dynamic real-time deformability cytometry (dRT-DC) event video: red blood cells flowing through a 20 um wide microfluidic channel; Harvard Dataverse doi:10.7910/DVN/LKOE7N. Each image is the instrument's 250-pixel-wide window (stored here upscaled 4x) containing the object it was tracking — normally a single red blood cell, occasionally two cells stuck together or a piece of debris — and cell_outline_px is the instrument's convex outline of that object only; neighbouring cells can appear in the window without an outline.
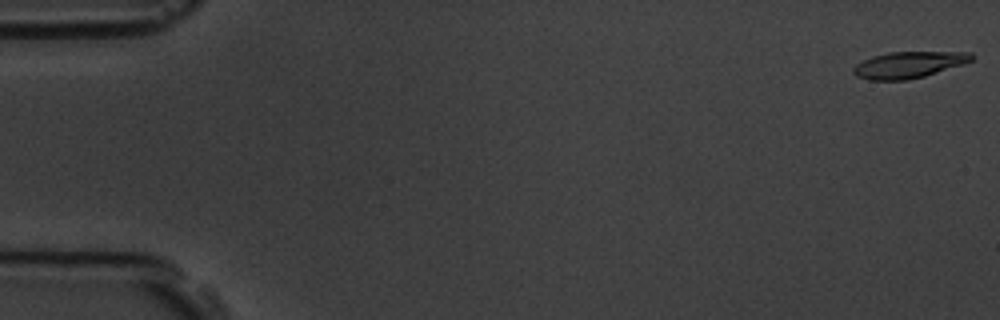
{"species": "common noctule bat (a hibernating species)", "species_latin": "Nyctalus noctula", "temperature_condition": "room temperature", "stored_images_in_passage": 7, "camera_frame_rate_fps": 3000, "um_per_image_px": 0.085, "animal": {"sex": "male", "body_mass_g": 19.5, "forearm_length_mm": 54.6}, "frame": {"image": 1, "passage_image": 1, "time_ms": 0.0, "image_size_px": [1000, 320], "cell_outline_px": [[972, 60], [964, 64], [924, 76], [908, 80], [868, 80], [856, 76], [852, 72], [852, 68], [856, 64], [872, 56], [888, 52], [972, 52]], "centroid_in_image_um": [77.2, 5.51], "position_along_channel_um": 7.8, "area_um2": 18.21}}
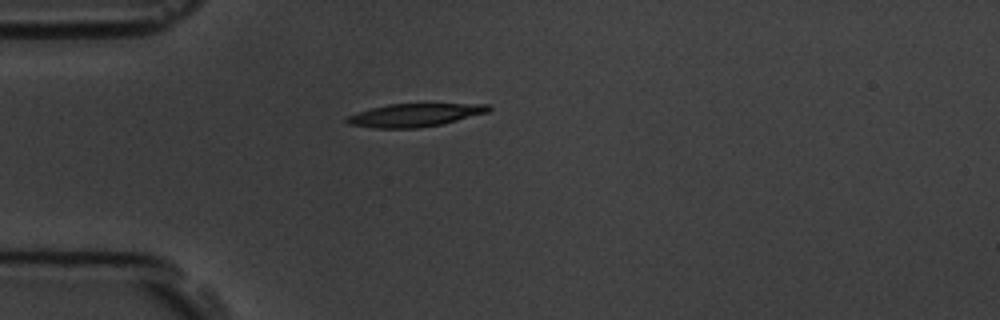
{"frame": {"image": 2, "passage_image": 5, "time_ms": 4.667, "image_size_px": [1000, 320], "cell_outline_px": [[492, 108], [488, 112], [440, 124], [416, 128], [376, 128], [348, 124], [344, 120], [348, 116], [372, 108], [388, 104], [488, 104]], "centroid_in_image_um": [35.24, 9.78], "position_along_channel_um": 49.8, "area_um2": 18.67}}
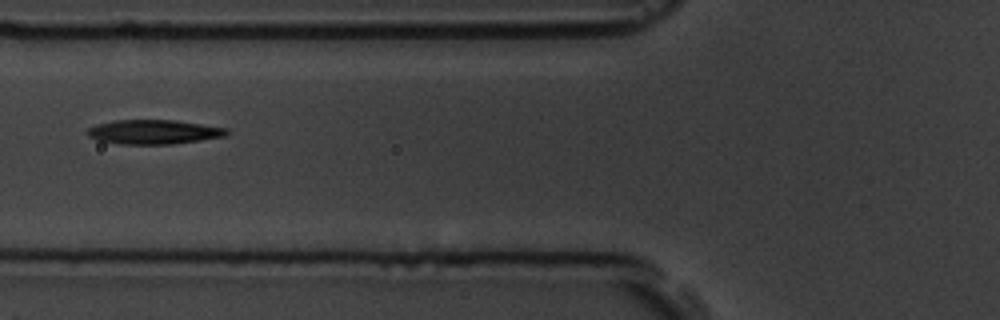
{"frame": {"image": 3, "passage_image": 7, "time_ms": 6.667, "image_size_px": [1000, 320], "cell_outline_px": [[228, 132], [224, 136], [200, 140], [172, 144], [120, 144], [100, 140], [88, 136], [84, 132], [88, 128], [96, 124], [112, 120], [176, 120], [228, 128]], "centroid_in_image_um": [13.03, 11.2], "position_along_channel_um": 112.8, "area_um2": 19.77}}